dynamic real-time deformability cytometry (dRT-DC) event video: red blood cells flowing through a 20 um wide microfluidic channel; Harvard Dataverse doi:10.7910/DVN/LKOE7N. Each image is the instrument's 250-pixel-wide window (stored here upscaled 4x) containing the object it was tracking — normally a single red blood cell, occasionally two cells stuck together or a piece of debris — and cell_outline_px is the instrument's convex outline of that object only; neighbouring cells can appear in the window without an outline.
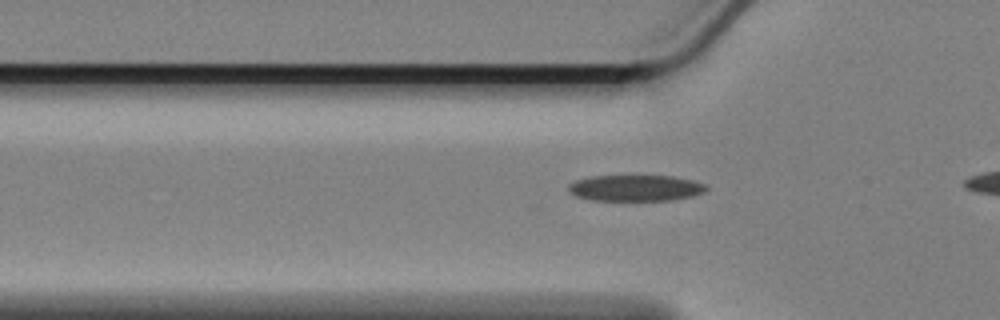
{"species": "Egyptian fruit bat (a non-hibernating species)", "species_latin": "Rousettus aegyptiacus", "temperature_condition": "cold", "stored_images_in_passage": 6, "camera_frame_rate_fps": 3000, "um_per_image_px": 0.085, "animal": {"sex": "female"}, "frame": {"image": 1, "passage_image": 3, "time_ms": 0.667, "image_size_px": [1000, 320], "cell_outline_px": [[708, 188], [704, 192], [692, 196], [672, 200], [592, 200], [576, 196], [568, 188], [568, 184], [576, 180], [592, 176], [672, 176], [692, 180], [704, 184]], "centroid_in_image_um": [54.03, 15.98], "position_along_channel_um": 71.8, "area_um2": 20.81}}